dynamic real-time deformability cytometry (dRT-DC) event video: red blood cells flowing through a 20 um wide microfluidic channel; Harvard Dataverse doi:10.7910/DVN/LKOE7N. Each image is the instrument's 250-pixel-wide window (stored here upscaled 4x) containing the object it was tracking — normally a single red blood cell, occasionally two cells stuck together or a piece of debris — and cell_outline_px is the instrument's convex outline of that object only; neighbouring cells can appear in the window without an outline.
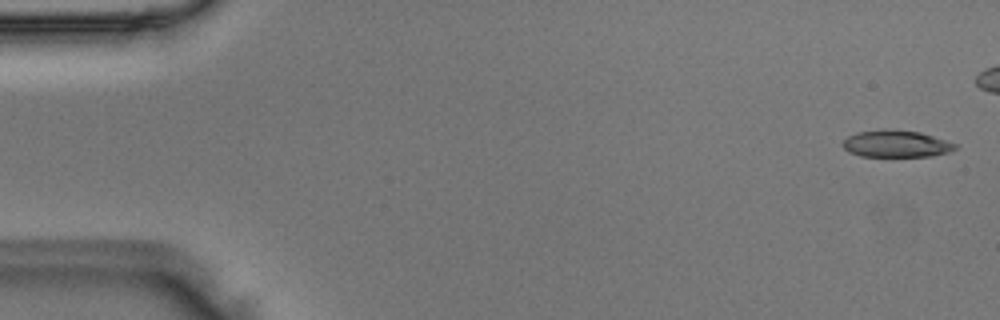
{"species": "Egyptian fruit bat (a non-hibernating species)", "species_latin": "Rousettus aegyptiacus", "temperature_condition": "room temperature", "stored_images_in_passage": 43, "camera_frame_rate_fps": 3000, "um_per_image_px": 0.085, "animal": {"sex": "male"}, "frame": {"image": 1, "passage_image": 2, "time_ms": 0.333, "image_size_px": [1000, 320], "cell_outline_px": [[960, 144], [956, 148], [948, 152], [932, 156], [860, 156], [848, 152], [844, 148], [844, 140], [848, 136], [856, 132], [920, 132]], "centroid_in_image_um": [76.23, 12.27], "position_along_channel_um": 8.8, "area_um2": 16.88}}
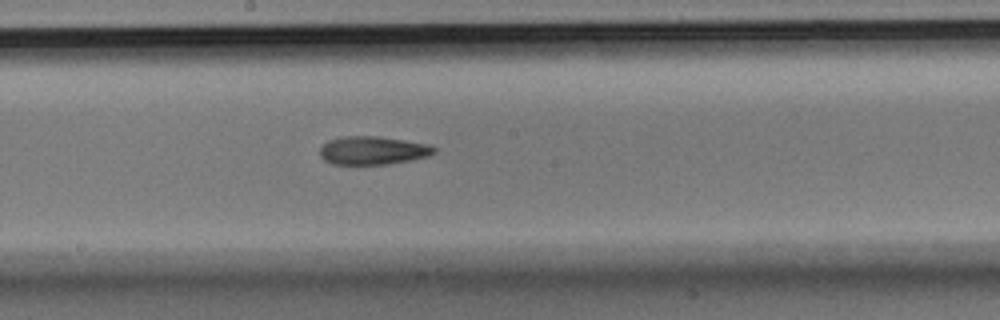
{"frame": {"image": 2, "passage_image": 28, "time_ms": 9.0, "image_size_px": [1000, 320], "cell_outline_px": [[436, 152], [428, 156], [388, 164], [332, 164], [324, 160], [320, 156], [320, 148], [328, 140], [344, 136], [376, 136], [404, 140], [428, 144], [436, 148]], "centroid_in_image_um": [31.67, 12.78], "position_along_channel_um": 216.5, "area_um2": 18.73}}
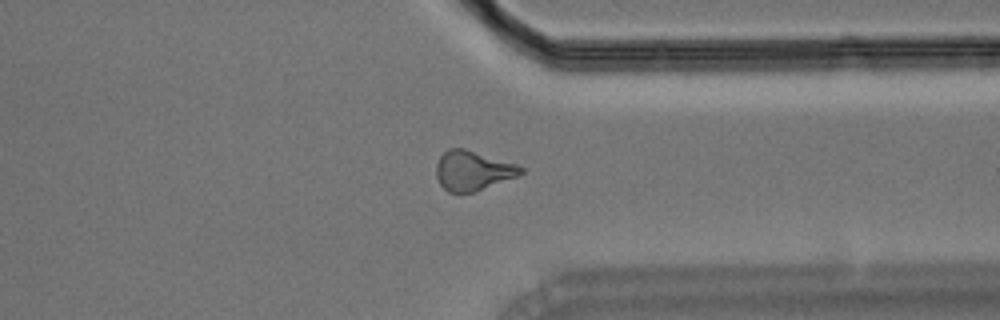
{"frame": {"image": 3, "passage_image": 40, "time_ms": 13.0, "image_size_px": [1000, 320], "cell_outline_px": [[524, 172], [516, 176], [472, 192], [448, 192], [440, 184], [436, 176], [436, 164], [440, 156], [448, 148], [464, 148], [516, 164], [524, 168]], "centroid_in_image_um": [40.15, 14.48], "position_along_channel_um": 371.3, "area_um2": 19.19}}